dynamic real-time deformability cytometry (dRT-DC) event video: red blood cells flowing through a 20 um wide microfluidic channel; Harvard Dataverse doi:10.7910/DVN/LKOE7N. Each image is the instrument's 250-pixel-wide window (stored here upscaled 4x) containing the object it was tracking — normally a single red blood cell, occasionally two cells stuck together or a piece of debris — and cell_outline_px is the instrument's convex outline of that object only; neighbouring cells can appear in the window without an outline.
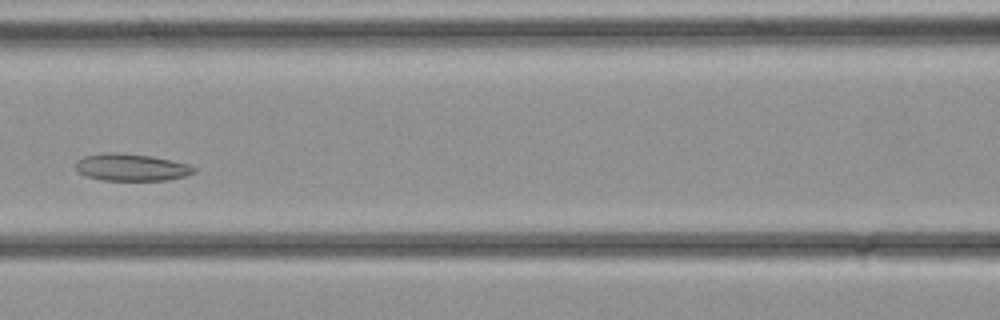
{"species": "common noctule bat (a hibernating species)", "species_latin": "Nyctalus noctula", "temperature_condition": "cold", "stored_images_in_passage": 26, "camera_frame_rate_fps": 3000, "um_per_image_px": 0.085, "animal": {"sex": "female", "body_mass_g": 21.9}, "frame": {"image": 1, "passage_image": 6, "time_ms": 1.667, "image_size_px": [1000, 320], "cell_outline_px": [[196, 172], [184, 176], [168, 180], [104, 180], [88, 176], [80, 172], [76, 168], [76, 160], [84, 156], [104, 152], [116, 152], [152, 156], [188, 164], [196, 168]], "centroid_in_image_um": [11.17, 14.21], "position_along_channel_um": 155.4, "area_um2": 18.61}}
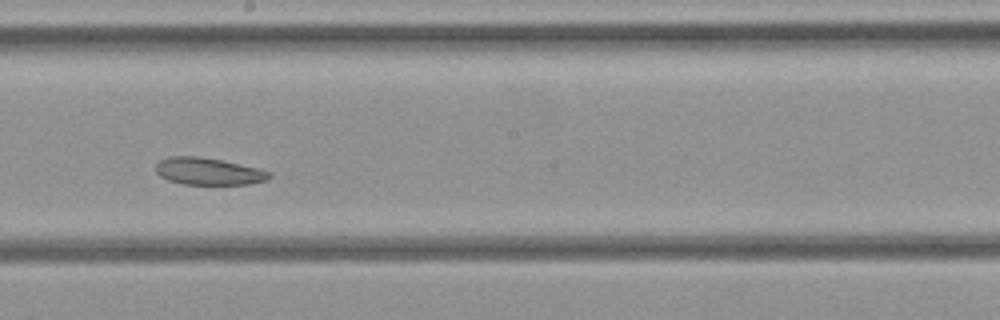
{"frame": {"image": 2, "passage_image": 10, "time_ms": 3.0, "image_size_px": [1000, 320], "cell_outline_px": [[272, 176], [264, 180], [248, 184], [184, 184], [168, 180], [160, 176], [156, 172], [156, 164], [160, 160], [168, 156], [196, 156], [220, 160], [256, 168], [272, 172]], "centroid_in_image_um": [17.67, 14.56], "position_along_channel_um": 230.5, "area_um2": 17.69}}
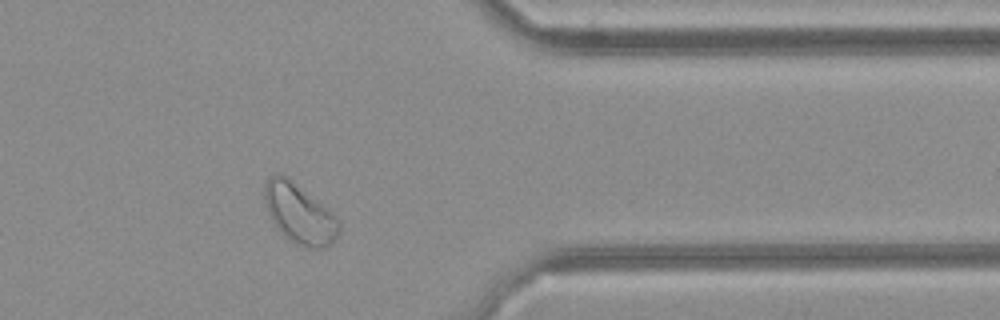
{"frame": {"image": 3, "passage_image": 19, "time_ms": 6.0, "image_size_px": [1000, 320], "cell_outline_px": [[340, 232], [332, 244], [324, 248], [308, 248], [296, 244], [284, 236], [276, 228], [268, 212], [264, 200], [264, 184], [276, 172], [280, 172], [288, 176], [328, 208], [340, 220]], "centroid_in_image_um": [25.46, 18.15], "position_along_channel_um": 385.9, "area_um2": 26.36}}